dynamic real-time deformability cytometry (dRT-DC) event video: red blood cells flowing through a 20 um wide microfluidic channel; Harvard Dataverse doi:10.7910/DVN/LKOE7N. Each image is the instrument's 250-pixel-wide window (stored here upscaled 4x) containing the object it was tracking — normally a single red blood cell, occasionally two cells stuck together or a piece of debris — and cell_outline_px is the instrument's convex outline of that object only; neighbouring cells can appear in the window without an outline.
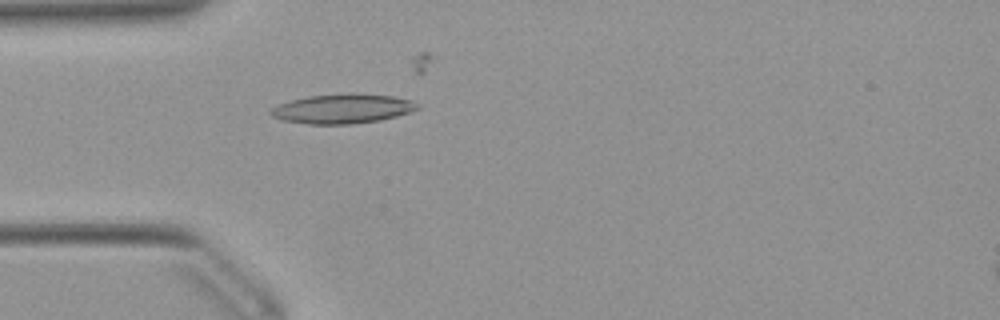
{"species": "Egyptian fruit bat (a non-hibernating species)", "species_latin": "Rousettus aegyptiacus", "temperature_condition": "warm", "stored_images_in_passage": 36, "camera_frame_rate_fps": 3000, "um_per_image_px": 0.085, "animal": {"sex": "female"}, "frame": {"image": 1, "passage_image": 11, "time_ms": 3.333, "image_size_px": [1000, 320], "cell_outline_px": [[420, 108], [412, 112], [380, 120], [352, 124], [308, 124], [284, 120], [272, 116], [268, 112], [272, 108], [280, 104], [292, 100], [308, 96], [348, 92], [392, 96], [412, 100], [420, 104]], "centroid_in_image_um": [29.17, 9.23], "position_along_channel_um": 55.8, "area_um2": 25.37}}
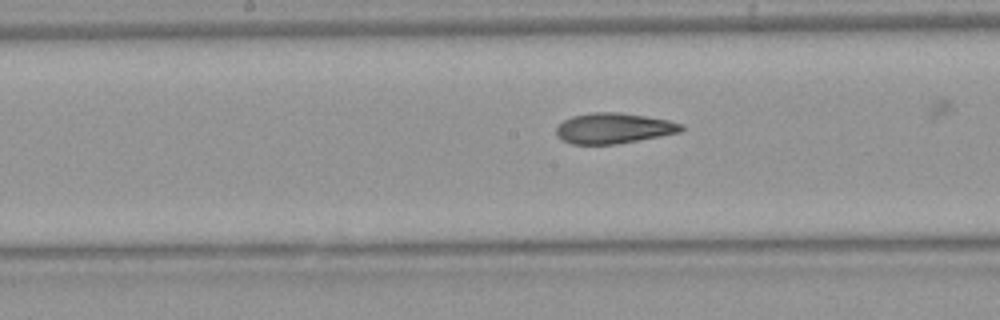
{"frame": {"image": 2, "passage_image": 22, "time_ms": 7.0, "image_size_px": [1000, 320], "cell_outline_px": [[684, 128], [680, 132], [660, 136], [616, 144], [572, 144], [556, 136], [556, 128], [564, 120], [572, 116], [592, 112], [620, 112], [668, 120], [684, 124]], "centroid_in_image_um": [52.16, 10.9], "position_along_channel_um": 196.0, "area_um2": 22.14}}
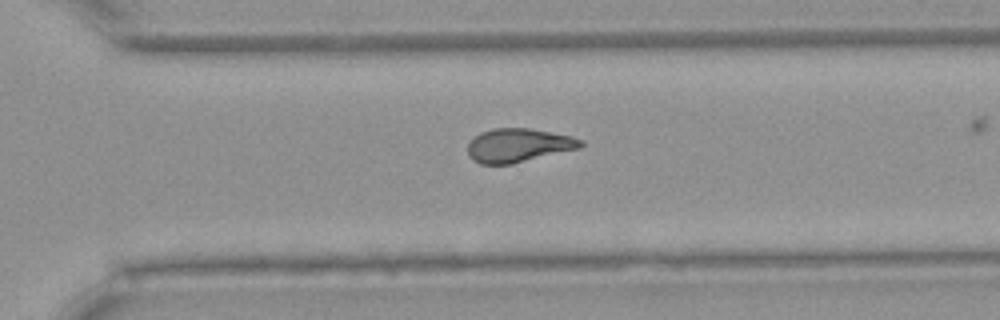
{"frame": {"image": 3, "passage_image": 32, "time_ms": 10.333, "image_size_px": [1000, 320], "cell_outline_px": [[584, 144], [580, 148], [512, 164], [480, 164], [472, 160], [468, 156], [468, 144], [480, 132], [492, 128], [532, 128], [572, 136], [584, 140]], "centroid_in_image_um": [44.08, 12.35], "position_along_channel_um": 326.5, "area_um2": 22.37}}